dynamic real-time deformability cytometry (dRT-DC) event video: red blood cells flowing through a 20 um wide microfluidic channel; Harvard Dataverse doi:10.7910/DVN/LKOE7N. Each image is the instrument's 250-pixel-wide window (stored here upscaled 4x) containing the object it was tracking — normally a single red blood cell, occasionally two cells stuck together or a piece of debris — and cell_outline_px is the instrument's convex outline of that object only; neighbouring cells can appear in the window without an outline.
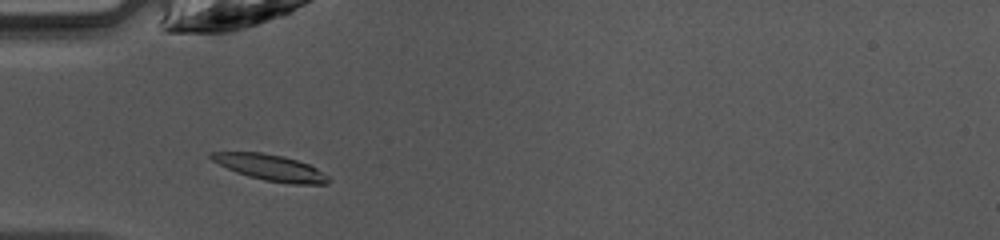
{"species": "common noctule bat (a hibernating species)", "species_latin": "Nyctalus noctula", "temperature_condition": "warm", "stored_images_in_passage": 36, "camera_frame_rate_fps": 3000, "um_per_image_px": 0.085, "animal": {"sex": "female", "body_mass_g": 10.0, "forearm_length_mm": 53.1}, "frame": {"image": 1, "passage_image": 4, "time_ms": 1.0, "image_size_px": [1000, 240], "cell_outline_px": [[332, 180], [328, 184], [292, 184], [264, 180], [248, 176], [236, 172], [212, 160], [208, 156], [208, 152], [260, 152], [284, 156], [308, 164], [316, 168], [328, 176]], "centroid_in_image_um": [23.01, 14.24], "position_along_channel_um": 62.0, "area_um2": 17.74}}
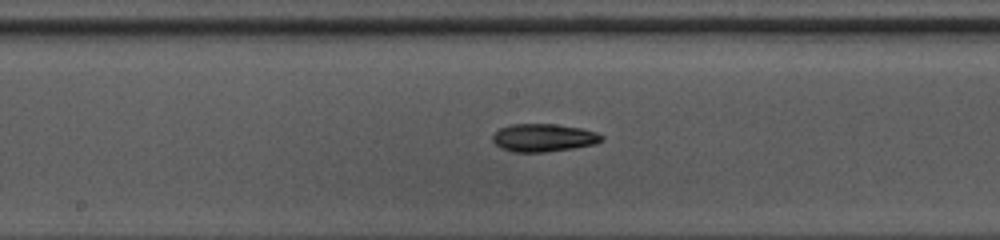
{"frame": {"image": 2, "passage_image": 14, "time_ms": 4.333, "image_size_px": [1000, 240], "cell_outline_px": [[604, 140], [596, 144], [572, 148], [544, 152], [512, 152], [500, 148], [492, 140], [492, 136], [500, 128], [512, 124], [556, 124], [580, 128], [596, 132], [604, 136]], "centroid_in_image_um": [46.21, 11.71], "position_along_channel_um": 202.0, "area_um2": 17.74}}
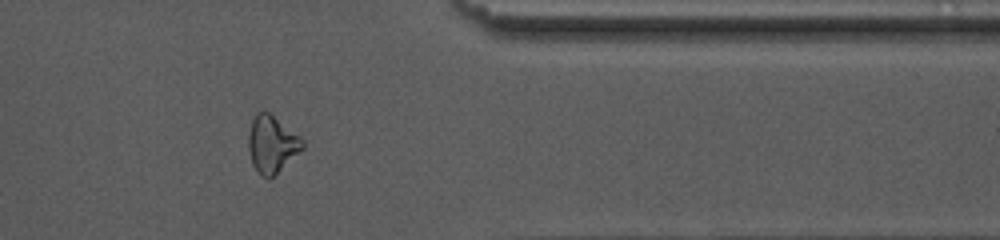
{"frame": {"image": 3, "passage_image": 28, "time_ms": 9.0, "image_size_px": [1000, 240], "cell_outline_px": [[304, 148], [300, 152], [268, 180], [252, 164], [248, 148], [248, 132], [252, 120], [256, 112], [268, 112], [300, 136], [304, 140]], "centroid_in_image_um": [23.11, 12.24], "position_along_channel_um": 388.3, "area_um2": 17.74}, "authors_computed_cell_mechanics": {"area_um2": 17.6001, "velocity_mm_per_s": 4.2432, "shape_relaxation_time_tau1_ms": 5.422, "shape_relaxation_time_tau2_ms": 3.89, "deformation_change_tau1": 0.1502, "deformation_change_tau2": 0.1247}}